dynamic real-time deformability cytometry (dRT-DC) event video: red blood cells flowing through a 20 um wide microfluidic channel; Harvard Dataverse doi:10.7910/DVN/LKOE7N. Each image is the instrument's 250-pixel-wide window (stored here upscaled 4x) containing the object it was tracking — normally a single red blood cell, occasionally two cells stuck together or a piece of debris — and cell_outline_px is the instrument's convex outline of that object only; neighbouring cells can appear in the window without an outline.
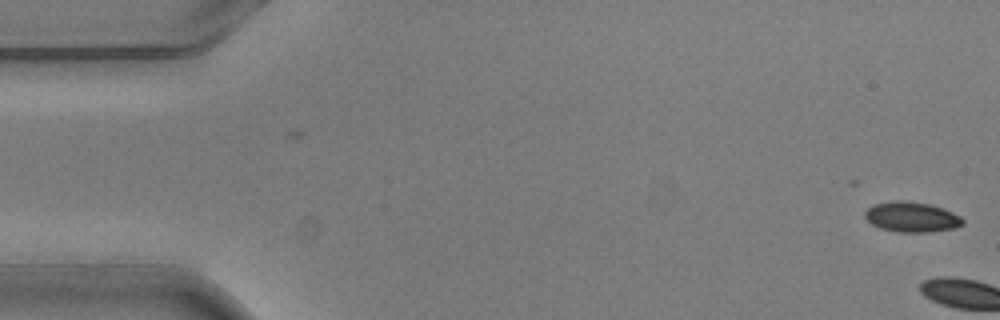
{"species": "common noctule bat (a hibernating species)", "species_latin": "Nyctalus noctula", "temperature_condition": "warm", "stored_images_in_passage": 2, "camera_frame_rate_fps": 3000, "um_per_image_px": 0.085, "animal": {"sex": "male", "body_mass_g": 20.5, "forearm_length_mm": 52.5}, "frame": {"image": 1, "passage_image": 2, "time_ms": 0.333, "image_size_px": [1000, 320], "cell_outline_px": [[964, 224], [952, 228], [928, 232], [896, 232], [880, 228], [872, 224], [864, 216], [864, 212], [872, 204], [892, 200], [900, 200], [928, 204], [952, 212], [960, 216], [964, 220]], "centroid_in_image_um": [77.44, 18.44], "position_along_channel_um": 7.6, "area_um2": 17.11}}